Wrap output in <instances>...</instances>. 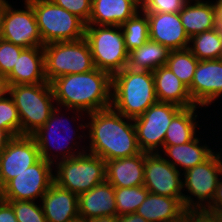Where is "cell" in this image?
I'll list each match as a JSON object with an SVG mask.
<instances>
[{
	"label": "cell",
	"instance_id": "cell-50",
	"mask_svg": "<svg viewBox=\"0 0 222 222\" xmlns=\"http://www.w3.org/2000/svg\"><path fill=\"white\" fill-rule=\"evenodd\" d=\"M219 149H220V151L218 152V154H219V156L221 158V162H222V153H221L222 148H219Z\"/></svg>",
	"mask_w": 222,
	"mask_h": 222
},
{
	"label": "cell",
	"instance_id": "cell-6",
	"mask_svg": "<svg viewBox=\"0 0 222 222\" xmlns=\"http://www.w3.org/2000/svg\"><path fill=\"white\" fill-rule=\"evenodd\" d=\"M43 51L48 83L67 74L85 73L95 69L85 37L75 41L51 42L43 46Z\"/></svg>",
	"mask_w": 222,
	"mask_h": 222
},
{
	"label": "cell",
	"instance_id": "cell-23",
	"mask_svg": "<svg viewBox=\"0 0 222 222\" xmlns=\"http://www.w3.org/2000/svg\"><path fill=\"white\" fill-rule=\"evenodd\" d=\"M153 78L159 102L175 104L181 108L196 106L188 87L166 65L155 69Z\"/></svg>",
	"mask_w": 222,
	"mask_h": 222
},
{
	"label": "cell",
	"instance_id": "cell-1",
	"mask_svg": "<svg viewBox=\"0 0 222 222\" xmlns=\"http://www.w3.org/2000/svg\"><path fill=\"white\" fill-rule=\"evenodd\" d=\"M50 84L55 104L66 108L67 112L72 110V122L76 121L75 118L81 120L79 117L83 120V114L85 117L86 113L104 110L112 105V76L97 68L58 77Z\"/></svg>",
	"mask_w": 222,
	"mask_h": 222
},
{
	"label": "cell",
	"instance_id": "cell-40",
	"mask_svg": "<svg viewBox=\"0 0 222 222\" xmlns=\"http://www.w3.org/2000/svg\"><path fill=\"white\" fill-rule=\"evenodd\" d=\"M207 211H222V178H220L211 203L205 208Z\"/></svg>",
	"mask_w": 222,
	"mask_h": 222
},
{
	"label": "cell",
	"instance_id": "cell-5",
	"mask_svg": "<svg viewBox=\"0 0 222 222\" xmlns=\"http://www.w3.org/2000/svg\"><path fill=\"white\" fill-rule=\"evenodd\" d=\"M85 39L89 43L95 68L113 76L127 67L129 52L121 26L86 25Z\"/></svg>",
	"mask_w": 222,
	"mask_h": 222
},
{
	"label": "cell",
	"instance_id": "cell-26",
	"mask_svg": "<svg viewBox=\"0 0 222 222\" xmlns=\"http://www.w3.org/2000/svg\"><path fill=\"white\" fill-rule=\"evenodd\" d=\"M194 3V4H193ZM186 34L193 35L216 28L214 1L188 0L179 12Z\"/></svg>",
	"mask_w": 222,
	"mask_h": 222
},
{
	"label": "cell",
	"instance_id": "cell-47",
	"mask_svg": "<svg viewBox=\"0 0 222 222\" xmlns=\"http://www.w3.org/2000/svg\"><path fill=\"white\" fill-rule=\"evenodd\" d=\"M135 1L140 7H142L145 3V0H133Z\"/></svg>",
	"mask_w": 222,
	"mask_h": 222
},
{
	"label": "cell",
	"instance_id": "cell-24",
	"mask_svg": "<svg viewBox=\"0 0 222 222\" xmlns=\"http://www.w3.org/2000/svg\"><path fill=\"white\" fill-rule=\"evenodd\" d=\"M139 10L141 7L133 0H92L87 25L121 26Z\"/></svg>",
	"mask_w": 222,
	"mask_h": 222
},
{
	"label": "cell",
	"instance_id": "cell-11",
	"mask_svg": "<svg viewBox=\"0 0 222 222\" xmlns=\"http://www.w3.org/2000/svg\"><path fill=\"white\" fill-rule=\"evenodd\" d=\"M181 109L175 104L157 101L133 119L137 143L142 152L160 153L168 126Z\"/></svg>",
	"mask_w": 222,
	"mask_h": 222
},
{
	"label": "cell",
	"instance_id": "cell-45",
	"mask_svg": "<svg viewBox=\"0 0 222 222\" xmlns=\"http://www.w3.org/2000/svg\"><path fill=\"white\" fill-rule=\"evenodd\" d=\"M7 92V86H6V82H5V78L0 75V97Z\"/></svg>",
	"mask_w": 222,
	"mask_h": 222
},
{
	"label": "cell",
	"instance_id": "cell-29",
	"mask_svg": "<svg viewBox=\"0 0 222 222\" xmlns=\"http://www.w3.org/2000/svg\"><path fill=\"white\" fill-rule=\"evenodd\" d=\"M189 49L198 60L222 59V33L214 28L193 35Z\"/></svg>",
	"mask_w": 222,
	"mask_h": 222
},
{
	"label": "cell",
	"instance_id": "cell-31",
	"mask_svg": "<svg viewBox=\"0 0 222 222\" xmlns=\"http://www.w3.org/2000/svg\"><path fill=\"white\" fill-rule=\"evenodd\" d=\"M199 60L189 48L170 51L166 66L189 88Z\"/></svg>",
	"mask_w": 222,
	"mask_h": 222
},
{
	"label": "cell",
	"instance_id": "cell-41",
	"mask_svg": "<svg viewBox=\"0 0 222 222\" xmlns=\"http://www.w3.org/2000/svg\"><path fill=\"white\" fill-rule=\"evenodd\" d=\"M118 222H149V221L145 220L141 215L135 212L118 216Z\"/></svg>",
	"mask_w": 222,
	"mask_h": 222
},
{
	"label": "cell",
	"instance_id": "cell-32",
	"mask_svg": "<svg viewBox=\"0 0 222 222\" xmlns=\"http://www.w3.org/2000/svg\"><path fill=\"white\" fill-rule=\"evenodd\" d=\"M148 193L149 191L144 185L135 187H115L117 216L135 213Z\"/></svg>",
	"mask_w": 222,
	"mask_h": 222
},
{
	"label": "cell",
	"instance_id": "cell-18",
	"mask_svg": "<svg viewBox=\"0 0 222 222\" xmlns=\"http://www.w3.org/2000/svg\"><path fill=\"white\" fill-rule=\"evenodd\" d=\"M79 218L88 221L93 218L117 215L115 187L104 181L91 190L78 195Z\"/></svg>",
	"mask_w": 222,
	"mask_h": 222
},
{
	"label": "cell",
	"instance_id": "cell-49",
	"mask_svg": "<svg viewBox=\"0 0 222 222\" xmlns=\"http://www.w3.org/2000/svg\"><path fill=\"white\" fill-rule=\"evenodd\" d=\"M71 222H86V221L83 220L82 218H78V219H76V220H74V221H71Z\"/></svg>",
	"mask_w": 222,
	"mask_h": 222
},
{
	"label": "cell",
	"instance_id": "cell-15",
	"mask_svg": "<svg viewBox=\"0 0 222 222\" xmlns=\"http://www.w3.org/2000/svg\"><path fill=\"white\" fill-rule=\"evenodd\" d=\"M33 136L12 137L0 153V189L40 159Z\"/></svg>",
	"mask_w": 222,
	"mask_h": 222
},
{
	"label": "cell",
	"instance_id": "cell-4",
	"mask_svg": "<svg viewBox=\"0 0 222 222\" xmlns=\"http://www.w3.org/2000/svg\"><path fill=\"white\" fill-rule=\"evenodd\" d=\"M18 110L21 135L32 136L49 119L56 107L50 83L7 86Z\"/></svg>",
	"mask_w": 222,
	"mask_h": 222
},
{
	"label": "cell",
	"instance_id": "cell-17",
	"mask_svg": "<svg viewBox=\"0 0 222 222\" xmlns=\"http://www.w3.org/2000/svg\"><path fill=\"white\" fill-rule=\"evenodd\" d=\"M148 17L149 39L170 51L189 48L190 38L186 34L179 13L145 12Z\"/></svg>",
	"mask_w": 222,
	"mask_h": 222
},
{
	"label": "cell",
	"instance_id": "cell-21",
	"mask_svg": "<svg viewBox=\"0 0 222 222\" xmlns=\"http://www.w3.org/2000/svg\"><path fill=\"white\" fill-rule=\"evenodd\" d=\"M145 152L131 157L105 161L106 181L114 187H135L144 184Z\"/></svg>",
	"mask_w": 222,
	"mask_h": 222
},
{
	"label": "cell",
	"instance_id": "cell-13",
	"mask_svg": "<svg viewBox=\"0 0 222 222\" xmlns=\"http://www.w3.org/2000/svg\"><path fill=\"white\" fill-rule=\"evenodd\" d=\"M53 164L40 158L24 172L9 180L0 189L4 201H36L47 192L54 182Z\"/></svg>",
	"mask_w": 222,
	"mask_h": 222
},
{
	"label": "cell",
	"instance_id": "cell-12",
	"mask_svg": "<svg viewBox=\"0 0 222 222\" xmlns=\"http://www.w3.org/2000/svg\"><path fill=\"white\" fill-rule=\"evenodd\" d=\"M24 9H16L2 0L0 38L23 48L43 47L33 7L24 0Z\"/></svg>",
	"mask_w": 222,
	"mask_h": 222
},
{
	"label": "cell",
	"instance_id": "cell-10",
	"mask_svg": "<svg viewBox=\"0 0 222 222\" xmlns=\"http://www.w3.org/2000/svg\"><path fill=\"white\" fill-rule=\"evenodd\" d=\"M182 175H184L182 176L183 192L185 189L189 193V195H183L184 208L186 210L205 209L211 203L222 177V162L218 152L216 151L208 160L185 171Z\"/></svg>",
	"mask_w": 222,
	"mask_h": 222
},
{
	"label": "cell",
	"instance_id": "cell-37",
	"mask_svg": "<svg viewBox=\"0 0 222 222\" xmlns=\"http://www.w3.org/2000/svg\"><path fill=\"white\" fill-rule=\"evenodd\" d=\"M188 0H145L141 10L156 13H179Z\"/></svg>",
	"mask_w": 222,
	"mask_h": 222
},
{
	"label": "cell",
	"instance_id": "cell-16",
	"mask_svg": "<svg viewBox=\"0 0 222 222\" xmlns=\"http://www.w3.org/2000/svg\"><path fill=\"white\" fill-rule=\"evenodd\" d=\"M188 90L195 105L215 103L222 96V59L199 60Z\"/></svg>",
	"mask_w": 222,
	"mask_h": 222
},
{
	"label": "cell",
	"instance_id": "cell-33",
	"mask_svg": "<svg viewBox=\"0 0 222 222\" xmlns=\"http://www.w3.org/2000/svg\"><path fill=\"white\" fill-rule=\"evenodd\" d=\"M0 128L11 137L21 135V122L18 110L11 96L7 95V92L0 97Z\"/></svg>",
	"mask_w": 222,
	"mask_h": 222
},
{
	"label": "cell",
	"instance_id": "cell-22",
	"mask_svg": "<svg viewBox=\"0 0 222 222\" xmlns=\"http://www.w3.org/2000/svg\"><path fill=\"white\" fill-rule=\"evenodd\" d=\"M183 198H171L149 192L136 213L149 222H183Z\"/></svg>",
	"mask_w": 222,
	"mask_h": 222
},
{
	"label": "cell",
	"instance_id": "cell-35",
	"mask_svg": "<svg viewBox=\"0 0 222 222\" xmlns=\"http://www.w3.org/2000/svg\"><path fill=\"white\" fill-rule=\"evenodd\" d=\"M25 48L0 38V75L4 78L12 71Z\"/></svg>",
	"mask_w": 222,
	"mask_h": 222
},
{
	"label": "cell",
	"instance_id": "cell-46",
	"mask_svg": "<svg viewBox=\"0 0 222 222\" xmlns=\"http://www.w3.org/2000/svg\"><path fill=\"white\" fill-rule=\"evenodd\" d=\"M212 212L216 218L218 222H222V211H209Z\"/></svg>",
	"mask_w": 222,
	"mask_h": 222
},
{
	"label": "cell",
	"instance_id": "cell-28",
	"mask_svg": "<svg viewBox=\"0 0 222 222\" xmlns=\"http://www.w3.org/2000/svg\"><path fill=\"white\" fill-rule=\"evenodd\" d=\"M169 54L170 50L167 47L149 39L141 47L129 52L127 67L132 70L153 72L166 65Z\"/></svg>",
	"mask_w": 222,
	"mask_h": 222
},
{
	"label": "cell",
	"instance_id": "cell-39",
	"mask_svg": "<svg viewBox=\"0 0 222 222\" xmlns=\"http://www.w3.org/2000/svg\"><path fill=\"white\" fill-rule=\"evenodd\" d=\"M0 222H18L12 206L0 199Z\"/></svg>",
	"mask_w": 222,
	"mask_h": 222
},
{
	"label": "cell",
	"instance_id": "cell-48",
	"mask_svg": "<svg viewBox=\"0 0 222 222\" xmlns=\"http://www.w3.org/2000/svg\"><path fill=\"white\" fill-rule=\"evenodd\" d=\"M2 0H0V25H1Z\"/></svg>",
	"mask_w": 222,
	"mask_h": 222
},
{
	"label": "cell",
	"instance_id": "cell-42",
	"mask_svg": "<svg viewBox=\"0 0 222 222\" xmlns=\"http://www.w3.org/2000/svg\"><path fill=\"white\" fill-rule=\"evenodd\" d=\"M216 8V28L222 33V0L214 2Z\"/></svg>",
	"mask_w": 222,
	"mask_h": 222
},
{
	"label": "cell",
	"instance_id": "cell-20",
	"mask_svg": "<svg viewBox=\"0 0 222 222\" xmlns=\"http://www.w3.org/2000/svg\"><path fill=\"white\" fill-rule=\"evenodd\" d=\"M47 222H71L79 218L78 195L53 182L42 196Z\"/></svg>",
	"mask_w": 222,
	"mask_h": 222
},
{
	"label": "cell",
	"instance_id": "cell-27",
	"mask_svg": "<svg viewBox=\"0 0 222 222\" xmlns=\"http://www.w3.org/2000/svg\"><path fill=\"white\" fill-rule=\"evenodd\" d=\"M198 105L182 108L168 126L163 146L182 145L192 141L196 136L198 125ZM197 109V110H196ZM198 126V128H196Z\"/></svg>",
	"mask_w": 222,
	"mask_h": 222
},
{
	"label": "cell",
	"instance_id": "cell-36",
	"mask_svg": "<svg viewBox=\"0 0 222 222\" xmlns=\"http://www.w3.org/2000/svg\"><path fill=\"white\" fill-rule=\"evenodd\" d=\"M56 5L64 8L73 15L80 18L86 25L88 24L91 10L92 0H51Z\"/></svg>",
	"mask_w": 222,
	"mask_h": 222
},
{
	"label": "cell",
	"instance_id": "cell-8",
	"mask_svg": "<svg viewBox=\"0 0 222 222\" xmlns=\"http://www.w3.org/2000/svg\"><path fill=\"white\" fill-rule=\"evenodd\" d=\"M54 165V182L77 195L106 180L105 160L87 151Z\"/></svg>",
	"mask_w": 222,
	"mask_h": 222
},
{
	"label": "cell",
	"instance_id": "cell-34",
	"mask_svg": "<svg viewBox=\"0 0 222 222\" xmlns=\"http://www.w3.org/2000/svg\"><path fill=\"white\" fill-rule=\"evenodd\" d=\"M15 213L18 222H47L42 205L35 201H6Z\"/></svg>",
	"mask_w": 222,
	"mask_h": 222
},
{
	"label": "cell",
	"instance_id": "cell-38",
	"mask_svg": "<svg viewBox=\"0 0 222 222\" xmlns=\"http://www.w3.org/2000/svg\"><path fill=\"white\" fill-rule=\"evenodd\" d=\"M183 222H218L216 216L205 209L185 210Z\"/></svg>",
	"mask_w": 222,
	"mask_h": 222
},
{
	"label": "cell",
	"instance_id": "cell-44",
	"mask_svg": "<svg viewBox=\"0 0 222 222\" xmlns=\"http://www.w3.org/2000/svg\"><path fill=\"white\" fill-rule=\"evenodd\" d=\"M86 222H118V216L111 215V216L97 217V218L90 219Z\"/></svg>",
	"mask_w": 222,
	"mask_h": 222
},
{
	"label": "cell",
	"instance_id": "cell-43",
	"mask_svg": "<svg viewBox=\"0 0 222 222\" xmlns=\"http://www.w3.org/2000/svg\"><path fill=\"white\" fill-rule=\"evenodd\" d=\"M12 137L0 128V153L5 149L6 144Z\"/></svg>",
	"mask_w": 222,
	"mask_h": 222
},
{
	"label": "cell",
	"instance_id": "cell-19",
	"mask_svg": "<svg viewBox=\"0 0 222 222\" xmlns=\"http://www.w3.org/2000/svg\"><path fill=\"white\" fill-rule=\"evenodd\" d=\"M5 82L6 86L47 83L43 47L25 48Z\"/></svg>",
	"mask_w": 222,
	"mask_h": 222
},
{
	"label": "cell",
	"instance_id": "cell-14",
	"mask_svg": "<svg viewBox=\"0 0 222 222\" xmlns=\"http://www.w3.org/2000/svg\"><path fill=\"white\" fill-rule=\"evenodd\" d=\"M182 173L160 153L145 152L144 186L154 194L183 198Z\"/></svg>",
	"mask_w": 222,
	"mask_h": 222
},
{
	"label": "cell",
	"instance_id": "cell-3",
	"mask_svg": "<svg viewBox=\"0 0 222 222\" xmlns=\"http://www.w3.org/2000/svg\"><path fill=\"white\" fill-rule=\"evenodd\" d=\"M157 101L153 72L125 67L112 76L111 107L123 116L134 119Z\"/></svg>",
	"mask_w": 222,
	"mask_h": 222
},
{
	"label": "cell",
	"instance_id": "cell-30",
	"mask_svg": "<svg viewBox=\"0 0 222 222\" xmlns=\"http://www.w3.org/2000/svg\"><path fill=\"white\" fill-rule=\"evenodd\" d=\"M121 29L128 52L141 47L149 40L148 17L143 10H139L134 16L124 22L121 25Z\"/></svg>",
	"mask_w": 222,
	"mask_h": 222
},
{
	"label": "cell",
	"instance_id": "cell-25",
	"mask_svg": "<svg viewBox=\"0 0 222 222\" xmlns=\"http://www.w3.org/2000/svg\"><path fill=\"white\" fill-rule=\"evenodd\" d=\"M197 136L188 143L182 145L163 146L161 155L176 169L184 173L208 160L215 151L207 144H203ZM203 144V145H202ZM166 155V157H165ZM169 157V159H168ZM183 171V172H182Z\"/></svg>",
	"mask_w": 222,
	"mask_h": 222
},
{
	"label": "cell",
	"instance_id": "cell-7",
	"mask_svg": "<svg viewBox=\"0 0 222 222\" xmlns=\"http://www.w3.org/2000/svg\"><path fill=\"white\" fill-rule=\"evenodd\" d=\"M36 16L43 46L51 42L75 41L85 37L86 24L51 0H26Z\"/></svg>",
	"mask_w": 222,
	"mask_h": 222
},
{
	"label": "cell",
	"instance_id": "cell-2",
	"mask_svg": "<svg viewBox=\"0 0 222 222\" xmlns=\"http://www.w3.org/2000/svg\"><path fill=\"white\" fill-rule=\"evenodd\" d=\"M87 123H80L78 130L86 128L89 146L86 151L105 161L131 157L141 152L137 143L133 119L116 112L112 107L86 114ZM80 127V128H79Z\"/></svg>",
	"mask_w": 222,
	"mask_h": 222
},
{
	"label": "cell",
	"instance_id": "cell-9",
	"mask_svg": "<svg viewBox=\"0 0 222 222\" xmlns=\"http://www.w3.org/2000/svg\"><path fill=\"white\" fill-rule=\"evenodd\" d=\"M61 110L62 109H60L59 106H56L53 109L52 113L50 114V117L46 121V123L37 132H35L32 135L34 137V139L36 140L40 157L45 159L46 161L52 163L53 165L58 161L72 158V157H75L83 152H86L85 145L81 146L80 142L78 143V142L74 141L77 138H79V140H80L83 137H86V135L85 134L84 135L80 134V136L76 135L75 130H74L73 135H75L77 137L73 138L74 136L71 135V132H73V131H70L72 127H71V125L70 126L68 125L69 124L67 122L68 119L64 118L63 113L62 114L60 113ZM62 128H63L62 132H64L65 134H67V132H68L70 134L67 136L64 134L62 136V134L60 132L62 130ZM68 136H70V137H68ZM69 140H71V142ZM70 143H71V145H70ZM78 144H80V145H78ZM75 147H77V148H75ZM79 147L80 148L82 147V149H80ZM51 149L57 150L56 153H58L60 155H58V154L55 155L54 153L51 152ZM58 151H60V152H58Z\"/></svg>",
	"mask_w": 222,
	"mask_h": 222
}]
</instances>
